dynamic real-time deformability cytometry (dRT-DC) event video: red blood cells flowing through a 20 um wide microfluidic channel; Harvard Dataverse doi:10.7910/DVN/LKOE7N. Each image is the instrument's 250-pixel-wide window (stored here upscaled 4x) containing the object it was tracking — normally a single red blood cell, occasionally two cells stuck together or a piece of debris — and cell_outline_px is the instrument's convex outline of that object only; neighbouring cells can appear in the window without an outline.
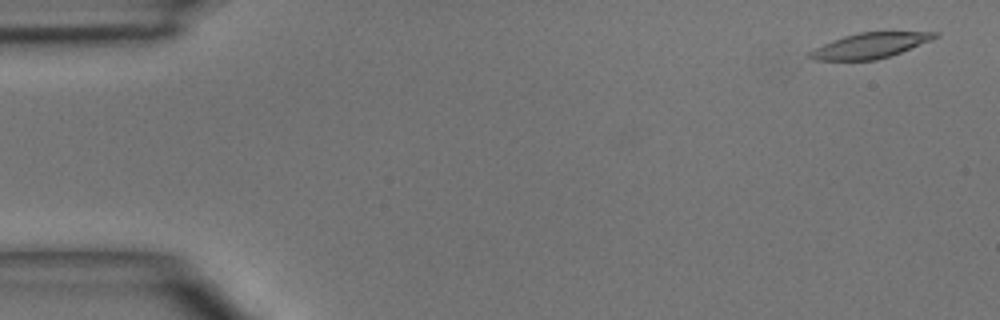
{"species": "common noctule bat (a hibernating species)", "species_latin": "Nyctalus noctula", "temperature_condition": "room temperature", "stored_images_in_passage": 5, "camera_frame_rate_fps": 3000, "um_per_image_px": 0.085, "animal": {"sex": "male", "body_mass_g": 15.6}, "frame": {"image": 1, "passage_image": 1, "time_ms": 0.0, "image_size_px": [1000, 320], "cell_outline_px": [[940, 36], [932, 40], [900, 52], [876, 60], [812, 60], [808, 56], [808, 52], [832, 40], [844, 36], [860, 32], [940, 32]], "centroid_in_image_um": [73.96, 3.87], "position_along_channel_um": 11.0, "area_um2": 18.26}}